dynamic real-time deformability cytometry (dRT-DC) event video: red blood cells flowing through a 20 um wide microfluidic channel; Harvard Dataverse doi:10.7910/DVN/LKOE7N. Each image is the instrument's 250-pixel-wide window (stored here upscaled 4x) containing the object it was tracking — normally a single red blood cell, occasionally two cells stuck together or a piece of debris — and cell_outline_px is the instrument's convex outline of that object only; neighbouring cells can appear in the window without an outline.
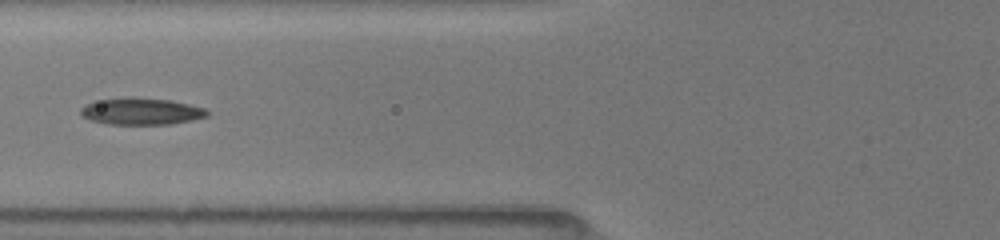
{"species": "common noctule bat (a hibernating species)", "species_latin": "Nyctalus noctula", "temperature_condition": "room temperature", "stored_images_in_passage": 19, "camera_frame_rate_fps": 3000, "um_per_image_px": 0.085, "animal": {"sex": "female", "body_mass_g": 19.5, "forearm_length_mm": 54.1}, "frame": {"image": 1, "passage_image": 18, "time_ms": 7.0, "image_size_px": [1000, 240], "cell_outline_px": [[208, 116], [192, 120], [172, 124], [108, 124], [92, 120], [84, 116], [80, 112], [80, 108], [88, 104], [100, 100], [124, 96], [136, 96], [172, 100], [204, 108], [208, 112]], "centroid_in_image_um": [12.03, 9.44], "position_along_channel_um": 113.8, "area_um2": 19.83}}